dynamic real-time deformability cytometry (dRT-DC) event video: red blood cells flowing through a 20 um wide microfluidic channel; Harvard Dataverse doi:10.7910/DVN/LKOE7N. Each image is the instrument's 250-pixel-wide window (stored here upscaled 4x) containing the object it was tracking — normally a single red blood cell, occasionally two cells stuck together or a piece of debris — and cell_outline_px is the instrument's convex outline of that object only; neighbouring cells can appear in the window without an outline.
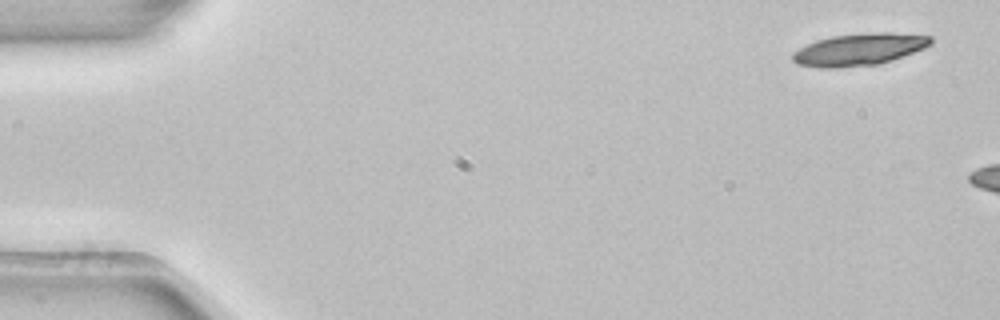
{"species": "common noctule bat (a hibernating species)", "species_latin": "Nyctalus noctula", "temperature_condition": "room temperature", "stored_images_in_passage": 3, "camera_frame_rate_fps": 3000, "um_per_image_px": 0.085, "animal": {"sex": "female", "body_mass_g": 22.7, "forearm_length_mm": 54.2}, "frame": {"image": 1, "passage_image": 1, "time_ms": 0.0, "image_size_px": [1000, 320], "cell_outline_px": [[932, 44], [924, 48], [892, 60], [876, 64], [836, 68], [820, 68], [796, 64], [792, 60], [792, 52], [816, 40], [832, 36], [876, 32], [892, 32], [932, 36]], "centroid_in_image_um": [73.02, 4.2], "position_along_channel_um": 12.0, "area_um2": 25.78}}